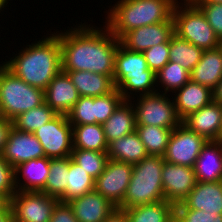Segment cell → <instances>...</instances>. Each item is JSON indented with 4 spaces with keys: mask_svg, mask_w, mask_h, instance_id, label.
<instances>
[{
    "mask_svg": "<svg viewBox=\"0 0 222 222\" xmlns=\"http://www.w3.org/2000/svg\"><path fill=\"white\" fill-rule=\"evenodd\" d=\"M79 25L56 32L60 38L62 71L84 70L113 76L120 40L106 25L101 29L88 23Z\"/></svg>",
    "mask_w": 222,
    "mask_h": 222,
    "instance_id": "6da1fadb",
    "label": "cell"
},
{
    "mask_svg": "<svg viewBox=\"0 0 222 222\" xmlns=\"http://www.w3.org/2000/svg\"><path fill=\"white\" fill-rule=\"evenodd\" d=\"M51 35L27 45L3 65L25 83L45 90L62 71L60 38Z\"/></svg>",
    "mask_w": 222,
    "mask_h": 222,
    "instance_id": "7a4b0ae2",
    "label": "cell"
},
{
    "mask_svg": "<svg viewBox=\"0 0 222 222\" xmlns=\"http://www.w3.org/2000/svg\"><path fill=\"white\" fill-rule=\"evenodd\" d=\"M178 0H120L107 11L106 26L119 40L136 28L166 22Z\"/></svg>",
    "mask_w": 222,
    "mask_h": 222,
    "instance_id": "3957f363",
    "label": "cell"
},
{
    "mask_svg": "<svg viewBox=\"0 0 222 222\" xmlns=\"http://www.w3.org/2000/svg\"><path fill=\"white\" fill-rule=\"evenodd\" d=\"M113 82L124 100H132L133 92L135 95L158 92L156 74L148 68L144 54L128 50L121 43L115 56Z\"/></svg>",
    "mask_w": 222,
    "mask_h": 222,
    "instance_id": "277c9868",
    "label": "cell"
},
{
    "mask_svg": "<svg viewBox=\"0 0 222 222\" xmlns=\"http://www.w3.org/2000/svg\"><path fill=\"white\" fill-rule=\"evenodd\" d=\"M163 156L148 155L133 164V171L126 194L119 209L163 201L162 185Z\"/></svg>",
    "mask_w": 222,
    "mask_h": 222,
    "instance_id": "5b68a950",
    "label": "cell"
},
{
    "mask_svg": "<svg viewBox=\"0 0 222 222\" xmlns=\"http://www.w3.org/2000/svg\"><path fill=\"white\" fill-rule=\"evenodd\" d=\"M44 102V90L25 83L3 64L0 65V109L3 117L13 120Z\"/></svg>",
    "mask_w": 222,
    "mask_h": 222,
    "instance_id": "8992f818",
    "label": "cell"
},
{
    "mask_svg": "<svg viewBox=\"0 0 222 222\" xmlns=\"http://www.w3.org/2000/svg\"><path fill=\"white\" fill-rule=\"evenodd\" d=\"M182 1L180 6L177 1L173 8L175 34L203 50L219 47L221 42L201 9L191 0Z\"/></svg>",
    "mask_w": 222,
    "mask_h": 222,
    "instance_id": "52a82bcc",
    "label": "cell"
},
{
    "mask_svg": "<svg viewBox=\"0 0 222 222\" xmlns=\"http://www.w3.org/2000/svg\"><path fill=\"white\" fill-rule=\"evenodd\" d=\"M168 96L159 92L137 96V104H133L136 125H153L168 129L179 126L182 120L177 115L174 101Z\"/></svg>",
    "mask_w": 222,
    "mask_h": 222,
    "instance_id": "ba28073f",
    "label": "cell"
},
{
    "mask_svg": "<svg viewBox=\"0 0 222 222\" xmlns=\"http://www.w3.org/2000/svg\"><path fill=\"white\" fill-rule=\"evenodd\" d=\"M59 199L38 191H18L10 199L14 222H49Z\"/></svg>",
    "mask_w": 222,
    "mask_h": 222,
    "instance_id": "9c48e42d",
    "label": "cell"
},
{
    "mask_svg": "<svg viewBox=\"0 0 222 222\" xmlns=\"http://www.w3.org/2000/svg\"><path fill=\"white\" fill-rule=\"evenodd\" d=\"M48 158H65L73 151L72 125L67 115L55 118L34 132Z\"/></svg>",
    "mask_w": 222,
    "mask_h": 222,
    "instance_id": "30bf717a",
    "label": "cell"
},
{
    "mask_svg": "<svg viewBox=\"0 0 222 222\" xmlns=\"http://www.w3.org/2000/svg\"><path fill=\"white\" fill-rule=\"evenodd\" d=\"M207 140L180 124L172 130L164 161L176 165L194 167L195 162Z\"/></svg>",
    "mask_w": 222,
    "mask_h": 222,
    "instance_id": "8fae6325",
    "label": "cell"
},
{
    "mask_svg": "<svg viewBox=\"0 0 222 222\" xmlns=\"http://www.w3.org/2000/svg\"><path fill=\"white\" fill-rule=\"evenodd\" d=\"M132 171L133 164L108 159L104 171L95 180L94 190L118 208L124 200Z\"/></svg>",
    "mask_w": 222,
    "mask_h": 222,
    "instance_id": "7c38bea8",
    "label": "cell"
},
{
    "mask_svg": "<svg viewBox=\"0 0 222 222\" xmlns=\"http://www.w3.org/2000/svg\"><path fill=\"white\" fill-rule=\"evenodd\" d=\"M194 167L164 161L162 185L164 199L174 205L181 203L195 187Z\"/></svg>",
    "mask_w": 222,
    "mask_h": 222,
    "instance_id": "4fadbf2b",
    "label": "cell"
},
{
    "mask_svg": "<svg viewBox=\"0 0 222 222\" xmlns=\"http://www.w3.org/2000/svg\"><path fill=\"white\" fill-rule=\"evenodd\" d=\"M174 34V22L171 17L166 22L145 25L127 32L120 39V43L128 50L143 53L160 43H169Z\"/></svg>",
    "mask_w": 222,
    "mask_h": 222,
    "instance_id": "5bb4252c",
    "label": "cell"
},
{
    "mask_svg": "<svg viewBox=\"0 0 222 222\" xmlns=\"http://www.w3.org/2000/svg\"><path fill=\"white\" fill-rule=\"evenodd\" d=\"M1 155L14 168L31 159L46 157L34 133L23 132L15 127L11 128Z\"/></svg>",
    "mask_w": 222,
    "mask_h": 222,
    "instance_id": "9a60e30c",
    "label": "cell"
},
{
    "mask_svg": "<svg viewBox=\"0 0 222 222\" xmlns=\"http://www.w3.org/2000/svg\"><path fill=\"white\" fill-rule=\"evenodd\" d=\"M182 124L207 141L222 140V104L211 101L185 117Z\"/></svg>",
    "mask_w": 222,
    "mask_h": 222,
    "instance_id": "2e32d148",
    "label": "cell"
},
{
    "mask_svg": "<svg viewBox=\"0 0 222 222\" xmlns=\"http://www.w3.org/2000/svg\"><path fill=\"white\" fill-rule=\"evenodd\" d=\"M175 209H194L222 213V181L199 182Z\"/></svg>",
    "mask_w": 222,
    "mask_h": 222,
    "instance_id": "e0dca14e",
    "label": "cell"
},
{
    "mask_svg": "<svg viewBox=\"0 0 222 222\" xmlns=\"http://www.w3.org/2000/svg\"><path fill=\"white\" fill-rule=\"evenodd\" d=\"M79 97L69 75L63 71L44 90L45 103L57 114L67 115Z\"/></svg>",
    "mask_w": 222,
    "mask_h": 222,
    "instance_id": "ac0fdd59",
    "label": "cell"
},
{
    "mask_svg": "<svg viewBox=\"0 0 222 222\" xmlns=\"http://www.w3.org/2000/svg\"><path fill=\"white\" fill-rule=\"evenodd\" d=\"M67 203L78 222H103L117 208L95 190Z\"/></svg>",
    "mask_w": 222,
    "mask_h": 222,
    "instance_id": "d6986e66",
    "label": "cell"
},
{
    "mask_svg": "<svg viewBox=\"0 0 222 222\" xmlns=\"http://www.w3.org/2000/svg\"><path fill=\"white\" fill-rule=\"evenodd\" d=\"M196 181H222V140L207 141L194 165Z\"/></svg>",
    "mask_w": 222,
    "mask_h": 222,
    "instance_id": "ffe728a7",
    "label": "cell"
},
{
    "mask_svg": "<svg viewBox=\"0 0 222 222\" xmlns=\"http://www.w3.org/2000/svg\"><path fill=\"white\" fill-rule=\"evenodd\" d=\"M50 171V158L31 159L15 167V184L18 191L41 192L46 185ZM21 173V174H20ZM23 181L22 183L19 176ZM18 178V179H17Z\"/></svg>",
    "mask_w": 222,
    "mask_h": 222,
    "instance_id": "44dd1931",
    "label": "cell"
},
{
    "mask_svg": "<svg viewBox=\"0 0 222 222\" xmlns=\"http://www.w3.org/2000/svg\"><path fill=\"white\" fill-rule=\"evenodd\" d=\"M173 93L176 96L173 100L176 112L181 120L212 101V91L208 87L191 80Z\"/></svg>",
    "mask_w": 222,
    "mask_h": 222,
    "instance_id": "7402d4cb",
    "label": "cell"
},
{
    "mask_svg": "<svg viewBox=\"0 0 222 222\" xmlns=\"http://www.w3.org/2000/svg\"><path fill=\"white\" fill-rule=\"evenodd\" d=\"M222 79L221 48L204 50L200 61L190 72V80L208 87L211 91Z\"/></svg>",
    "mask_w": 222,
    "mask_h": 222,
    "instance_id": "603a6c76",
    "label": "cell"
},
{
    "mask_svg": "<svg viewBox=\"0 0 222 222\" xmlns=\"http://www.w3.org/2000/svg\"><path fill=\"white\" fill-rule=\"evenodd\" d=\"M67 73L79 96L97 97L111 93L115 89L113 76L89 71H63Z\"/></svg>",
    "mask_w": 222,
    "mask_h": 222,
    "instance_id": "cb8c5ba5",
    "label": "cell"
},
{
    "mask_svg": "<svg viewBox=\"0 0 222 222\" xmlns=\"http://www.w3.org/2000/svg\"><path fill=\"white\" fill-rule=\"evenodd\" d=\"M102 125L108 144L134 132L136 119L132 100H124Z\"/></svg>",
    "mask_w": 222,
    "mask_h": 222,
    "instance_id": "d4e9b609",
    "label": "cell"
},
{
    "mask_svg": "<svg viewBox=\"0 0 222 222\" xmlns=\"http://www.w3.org/2000/svg\"><path fill=\"white\" fill-rule=\"evenodd\" d=\"M107 154L109 159L130 164H136L148 156L136 130L110 142Z\"/></svg>",
    "mask_w": 222,
    "mask_h": 222,
    "instance_id": "484cf974",
    "label": "cell"
},
{
    "mask_svg": "<svg viewBox=\"0 0 222 222\" xmlns=\"http://www.w3.org/2000/svg\"><path fill=\"white\" fill-rule=\"evenodd\" d=\"M129 222H174L175 205L166 200L123 209Z\"/></svg>",
    "mask_w": 222,
    "mask_h": 222,
    "instance_id": "4316f807",
    "label": "cell"
},
{
    "mask_svg": "<svg viewBox=\"0 0 222 222\" xmlns=\"http://www.w3.org/2000/svg\"><path fill=\"white\" fill-rule=\"evenodd\" d=\"M73 148L107 151L108 143L102 124L72 125Z\"/></svg>",
    "mask_w": 222,
    "mask_h": 222,
    "instance_id": "83f0119b",
    "label": "cell"
},
{
    "mask_svg": "<svg viewBox=\"0 0 222 222\" xmlns=\"http://www.w3.org/2000/svg\"><path fill=\"white\" fill-rule=\"evenodd\" d=\"M95 179L83 168L75 163L69 156L68 183L65 193L59 198V202H69L94 190Z\"/></svg>",
    "mask_w": 222,
    "mask_h": 222,
    "instance_id": "f1b7e54d",
    "label": "cell"
},
{
    "mask_svg": "<svg viewBox=\"0 0 222 222\" xmlns=\"http://www.w3.org/2000/svg\"><path fill=\"white\" fill-rule=\"evenodd\" d=\"M173 129L153 125H136V132L148 155L164 156Z\"/></svg>",
    "mask_w": 222,
    "mask_h": 222,
    "instance_id": "f546056e",
    "label": "cell"
},
{
    "mask_svg": "<svg viewBox=\"0 0 222 222\" xmlns=\"http://www.w3.org/2000/svg\"><path fill=\"white\" fill-rule=\"evenodd\" d=\"M203 49L174 34L169 41V61L179 63L189 72L200 61Z\"/></svg>",
    "mask_w": 222,
    "mask_h": 222,
    "instance_id": "4dcf8cb0",
    "label": "cell"
},
{
    "mask_svg": "<svg viewBox=\"0 0 222 222\" xmlns=\"http://www.w3.org/2000/svg\"><path fill=\"white\" fill-rule=\"evenodd\" d=\"M69 156L50 158V171L45 188L41 191L59 199L66 191L68 183Z\"/></svg>",
    "mask_w": 222,
    "mask_h": 222,
    "instance_id": "1f68e13d",
    "label": "cell"
},
{
    "mask_svg": "<svg viewBox=\"0 0 222 222\" xmlns=\"http://www.w3.org/2000/svg\"><path fill=\"white\" fill-rule=\"evenodd\" d=\"M57 115L58 114L44 102L38 107L19 114L12 120L13 127L23 132L34 133L39 127L48 123Z\"/></svg>",
    "mask_w": 222,
    "mask_h": 222,
    "instance_id": "d6a6232c",
    "label": "cell"
},
{
    "mask_svg": "<svg viewBox=\"0 0 222 222\" xmlns=\"http://www.w3.org/2000/svg\"><path fill=\"white\" fill-rule=\"evenodd\" d=\"M190 80V72L179 63L169 61L161 70L156 73V84H161L165 89L162 92L177 91Z\"/></svg>",
    "mask_w": 222,
    "mask_h": 222,
    "instance_id": "836d02e7",
    "label": "cell"
},
{
    "mask_svg": "<svg viewBox=\"0 0 222 222\" xmlns=\"http://www.w3.org/2000/svg\"><path fill=\"white\" fill-rule=\"evenodd\" d=\"M71 159L80 165L95 180L104 171L108 161L107 151H92L73 148Z\"/></svg>",
    "mask_w": 222,
    "mask_h": 222,
    "instance_id": "e575fe53",
    "label": "cell"
},
{
    "mask_svg": "<svg viewBox=\"0 0 222 222\" xmlns=\"http://www.w3.org/2000/svg\"><path fill=\"white\" fill-rule=\"evenodd\" d=\"M67 117L71 125L97 124V97L80 96Z\"/></svg>",
    "mask_w": 222,
    "mask_h": 222,
    "instance_id": "d590c367",
    "label": "cell"
},
{
    "mask_svg": "<svg viewBox=\"0 0 222 222\" xmlns=\"http://www.w3.org/2000/svg\"><path fill=\"white\" fill-rule=\"evenodd\" d=\"M123 101L116 88L109 94L97 96V124H103Z\"/></svg>",
    "mask_w": 222,
    "mask_h": 222,
    "instance_id": "8d00e7d4",
    "label": "cell"
},
{
    "mask_svg": "<svg viewBox=\"0 0 222 222\" xmlns=\"http://www.w3.org/2000/svg\"><path fill=\"white\" fill-rule=\"evenodd\" d=\"M148 68L155 74L169 62V43H160L143 52Z\"/></svg>",
    "mask_w": 222,
    "mask_h": 222,
    "instance_id": "74e56055",
    "label": "cell"
},
{
    "mask_svg": "<svg viewBox=\"0 0 222 222\" xmlns=\"http://www.w3.org/2000/svg\"><path fill=\"white\" fill-rule=\"evenodd\" d=\"M175 222H222V213L194 209H175Z\"/></svg>",
    "mask_w": 222,
    "mask_h": 222,
    "instance_id": "f35d334b",
    "label": "cell"
},
{
    "mask_svg": "<svg viewBox=\"0 0 222 222\" xmlns=\"http://www.w3.org/2000/svg\"><path fill=\"white\" fill-rule=\"evenodd\" d=\"M16 192L15 168L0 154V193L10 200Z\"/></svg>",
    "mask_w": 222,
    "mask_h": 222,
    "instance_id": "ab89813d",
    "label": "cell"
},
{
    "mask_svg": "<svg viewBox=\"0 0 222 222\" xmlns=\"http://www.w3.org/2000/svg\"><path fill=\"white\" fill-rule=\"evenodd\" d=\"M205 14L216 37L222 42V3H194Z\"/></svg>",
    "mask_w": 222,
    "mask_h": 222,
    "instance_id": "60d3db41",
    "label": "cell"
},
{
    "mask_svg": "<svg viewBox=\"0 0 222 222\" xmlns=\"http://www.w3.org/2000/svg\"><path fill=\"white\" fill-rule=\"evenodd\" d=\"M49 222H78V220L68 203L58 202L53 209Z\"/></svg>",
    "mask_w": 222,
    "mask_h": 222,
    "instance_id": "b9f144b4",
    "label": "cell"
},
{
    "mask_svg": "<svg viewBox=\"0 0 222 222\" xmlns=\"http://www.w3.org/2000/svg\"><path fill=\"white\" fill-rule=\"evenodd\" d=\"M12 127V120L6 119L3 116L0 117V154L7 143L8 135Z\"/></svg>",
    "mask_w": 222,
    "mask_h": 222,
    "instance_id": "7bdbcfd3",
    "label": "cell"
},
{
    "mask_svg": "<svg viewBox=\"0 0 222 222\" xmlns=\"http://www.w3.org/2000/svg\"><path fill=\"white\" fill-rule=\"evenodd\" d=\"M103 222H129V220L124 210L116 208Z\"/></svg>",
    "mask_w": 222,
    "mask_h": 222,
    "instance_id": "ee69618b",
    "label": "cell"
},
{
    "mask_svg": "<svg viewBox=\"0 0 222 222\" xmlns=\"http://www.w3.org/2000/svg\"><path fill=\"white\" fill-rule=\"evenodd\" d=\"M212 101L222 104V79L217 86L212 90Z\"/></svg>",
    "mask_w": 222,
    "mask_h": 222,
    "instance_id": "f6af8a7d",
    "label": "cell"
},
{
    "mask_svg": "<svg viewBox=\"0 0 222 222\" xmlns=\"http://www.w3.org/2000/svg\"><path fill=\"white\" fill-rule=\"evenodd\" d=\"M0 222H14L10 204L0 212Z\"/></svg>",
    "mask_w": 222,
    "mask_h": 222,
    "instance_id": "bcb514c9",
    "label": "cell"
},
{
    "mask_svg": "<svg viewBox=\"0 0 222 222\" xmlns=\"http://www.w3.org/2000/svg\"><path fill=\"white\" fill-rule=\"evenodd\" d=\"M9 204L10 200L0 193V212H2Z\"/></svg>",
    "mask_w": 222,
    "mask_h": 222,
    "instance_id": "7dc6e473",
    "label": "cell"
},
{
    "mask_svg": "<svg viewBox=\"0 0 222 222\" xmlns=\"http://www.w3.org/2000/svg\"><path fill=\"white\" fill-rule=\"evenodd\" d=\"M193 3H222V0H191Z\"/></svg>",
    "mask_w": 222,
    "mask_h": 222,
    "instance_id": "c3c4849f",
    "label": "cell"
},
{
    "mask_svg": "<svg viewBox=\"0 0 222 222\" xmlns=\"http://www.w3.org/2000/svg\"><path fill=\"white\" fill-rule=\"evenodd\" d=\"M9 1V0H8ZM8 1L7 0H0V2L4 5V6H6L7 4H8ZM6 4V5H5Z\"/></svg>",
    "mask_w": 222,
    "mask_h": 222,
    "instance_id": "681fc988",
    "label": "cell"
},
{
    "mask_svg": "<svg viewBox=\"0 0 222 222\" xmlns=\"http://www.w3.org/2000/svg\"><path fill=\"white\" fill-rule=\"evenodd\" d=\"M4 7L5 6L0 2V12L2 11V8L5 9Z\"/></svg>",
    "mask_w": 222,
    "mask_h": 222,
    "instance_id": "f907efd6",
    "label": "cell"
},
{
    "mask_svg": "<svg viewBox=\"0 0 222 222\" xmlns=\"http://www.w3.org/2000/svg\"><path fill=\"white\" fill-rule=\"evenodd\" d=\"M219 47L221 48V53H222V42L220 43Z\"/></svg>",
    "mask_w": 222,
    "mask_h": 222,
    "instance_id": "816d5d0a",
    "label": "cell"
}]
</instances>
